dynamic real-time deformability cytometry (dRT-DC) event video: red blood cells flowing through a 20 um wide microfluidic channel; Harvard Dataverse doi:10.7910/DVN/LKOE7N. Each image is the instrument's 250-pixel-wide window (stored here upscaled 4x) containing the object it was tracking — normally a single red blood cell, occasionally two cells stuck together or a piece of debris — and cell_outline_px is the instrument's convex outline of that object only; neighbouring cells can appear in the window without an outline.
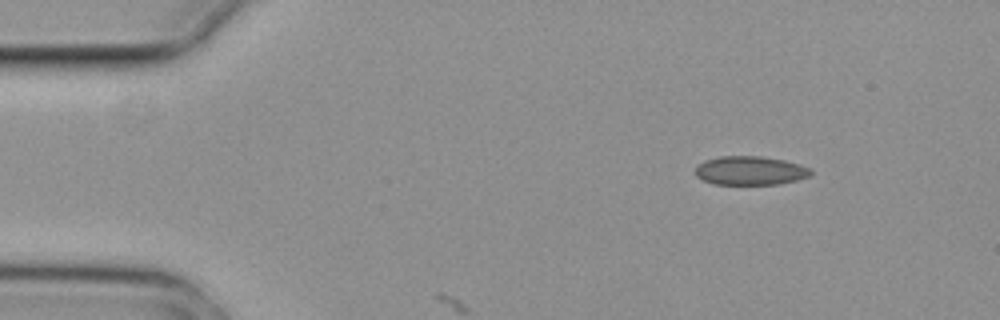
{"species": "common noctule bat (a hibernating species)", "species_latin": "Nyctalus noctula", "temperature_condition": "cold", "stored_images_in_passage": 4, "camera_frame_rate_fps": 3000, "um_per_image_px": 0.085, "animal": {"sex": "female", "body_mass_g": 29.2, "forearm_length_mm": 56.3}, "frame": {"image": 1, "passage_image": 1, "time_ms": 0.0, "image_size_px": [1000, 320], "cell_outline_px": [[812, 176], [780, 184], [712, 184], [696, 176], [692, 172], [704, 160], [720, 156], [760, 156], [784, 160], [800, 164], [812, 168]], "centroid_in_image_um": [63.78, 14.5], "position_along_channel_um": 21.2, "area_um2": 19.59}}
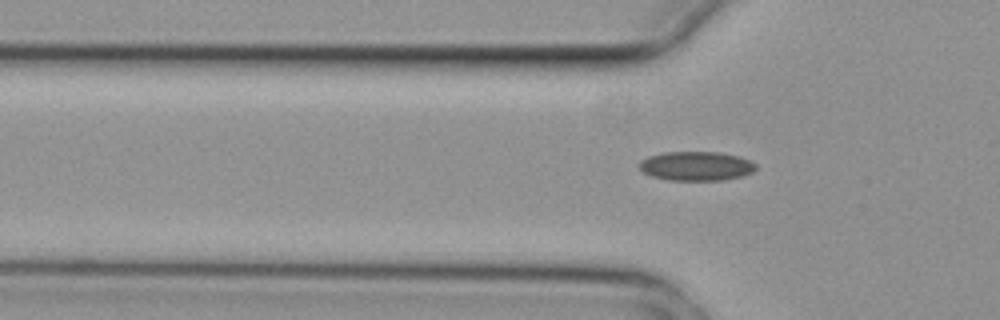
{"frame": {"image": 2, "passage_image": 4, "time_ms": 1.0, "image_size_px": [1000, 320], "cell_outline_px": [[756, 168], [752, 172], [740, 176], [724, 180], [668, 180], [652, 176], [644, 172], [640, 168], [640, 160], [648, 156], [664, 152], [720, 152], [740, 156], [756, 164]], "centroid_in_image_um": [59.18, 14.11], "position_along_channel_um": 66.6, "area_um2": 19.77}}